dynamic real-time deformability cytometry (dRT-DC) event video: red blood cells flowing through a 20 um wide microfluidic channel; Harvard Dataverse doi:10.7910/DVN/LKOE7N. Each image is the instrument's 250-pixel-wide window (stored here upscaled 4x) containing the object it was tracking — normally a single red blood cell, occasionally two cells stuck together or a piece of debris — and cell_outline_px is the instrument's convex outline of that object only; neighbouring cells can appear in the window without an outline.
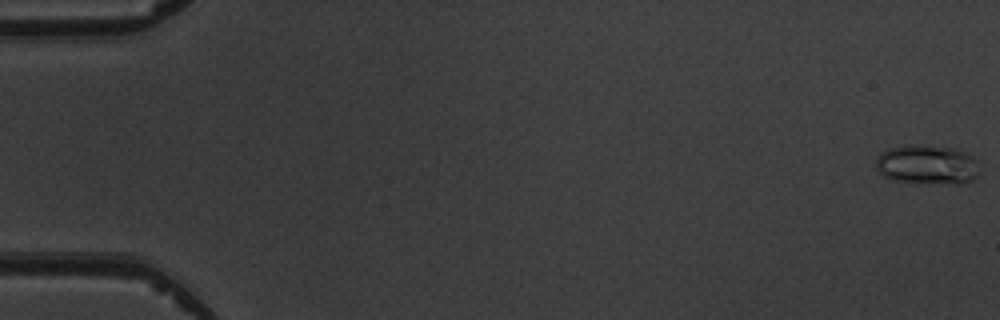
{"species": "common noctule bat (a hibernating species)", "species_latin": "Nyctalus noctula", "temperature_condition": "warm", "stored_images_in_passage": 8, "camera_frame_rate_fps": 3000, "um_per_image_px": 0.085, "animal": {"sex": "male", "body_mass_g": 19.5, "forearm_length_mm": 54.6}, "frame": {"image": 1, "passage_image": 1, "time_ms": 0.0, "image_size_px": [1000, 320], "cell_outline_px": [[980, 172], [972, 180], [960, 184], [892, 180], [884, 176], [876, 168], [876, 156], [880, 152], [888, 148], [904, 144], [912, 144], [948, 148], [964, 152], [976, 160]], "centroid_in_image_um": [78.77, 13.98], "position_along_channel_um": 6.2, "area_um2": 23.64}}
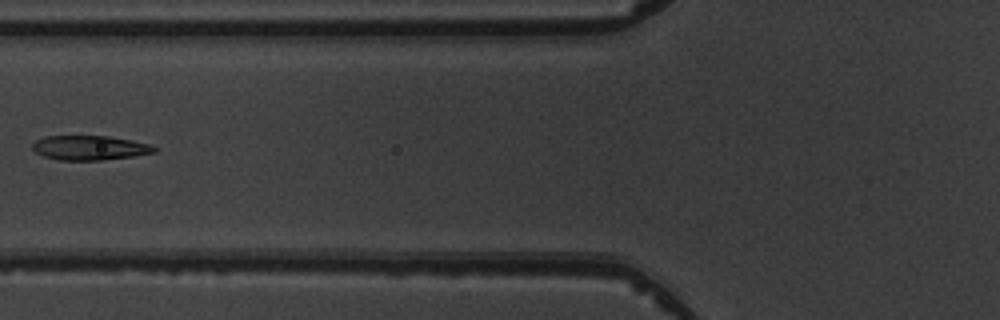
{"frame": {"image": 2, "passage_image": 7, "time_ms": 7.0, "image_size_px": [1000, 320], "cell_outline_px": [[156, 152], [132, 156], [104, 160], [60, 160], [44, 156], [36, 152], [32, 148], [32, 144], [36, 140], [44, 136], [108, 136], [132, 140], [148, 144], [156, 148]], "centroid_in_image_um": [7.61, 12.56], "position_along_channel_um": 118.2, "area_um2": 17.28}}
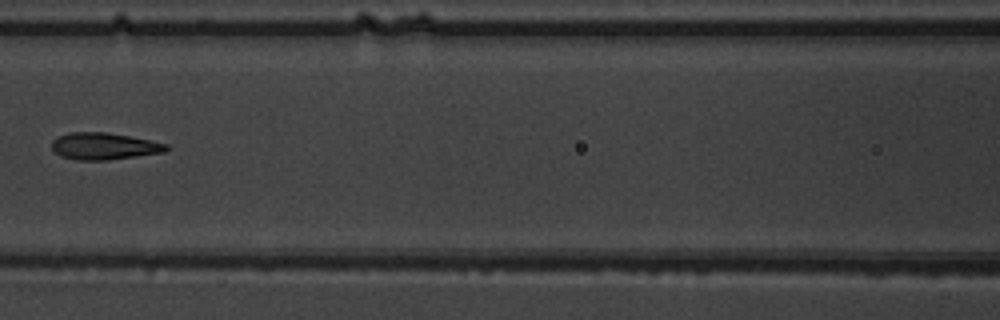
{"frame": {"image": 3, "passage_image": 8, "time_ms": 8.0, "image_size_px": [1000, 320], "cell_outline_px": [[168, 148], [164, 152], [108, 160], [76, 160], [60, 156], [52, 148], [52, 140], [56, 136], [72, 132], [104, 132], [128, 136], [168, 144]], "centroid_in_image_um": [8.8, 12.43], "position_along_channel_um": 157.8, "area_um2": 17.8}}